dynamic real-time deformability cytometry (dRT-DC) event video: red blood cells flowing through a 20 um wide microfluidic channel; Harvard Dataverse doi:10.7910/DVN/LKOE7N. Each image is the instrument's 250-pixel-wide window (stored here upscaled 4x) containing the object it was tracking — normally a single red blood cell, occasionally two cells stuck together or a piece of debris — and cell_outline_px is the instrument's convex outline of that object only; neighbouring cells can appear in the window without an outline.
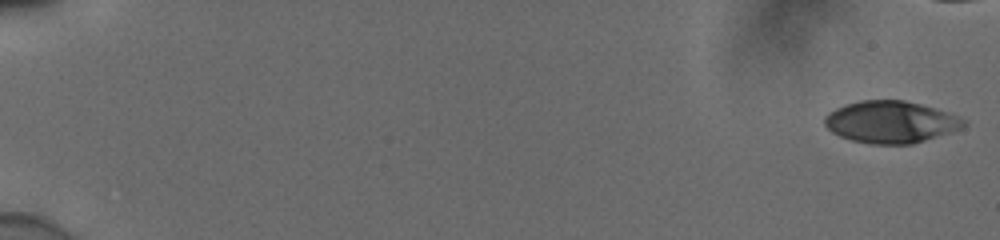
{"species": "human", "species_latin": "Homo sapiens", "temperature_condition": "cold", "stored_images_in_passage": 49, "camera_frame_rate_fps": 3000, "um_per_image_px": 0.085, "donor": {"sex": "male"}, "frame": {"image": 1, "passage_image": 1, "time_ms": 0.0, "image_size_px": [1000, 240], "cell_outline_px": [[968, 124], [952, 132], [912, 144], [872, 144], [852, 140], [840, 136], [832, 132], [824, 124], [824, 116], [828, 112], [844, 104], [860, 100], [904, 100], [920, 104], [968, 120]], "centroid_in_image_um": [75.69, 10.37], "position_along_channel_um": 9.3, "area_um2": 33.93}}
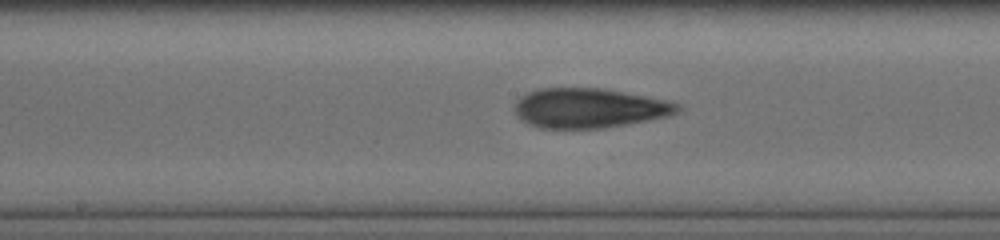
{"frame": {"image": 2, "passage_image": 31, "time_ms": 10.0, "image_size_px": [1000, 240], "cell_outline_px": [[684, 108], [680, 112], [672, 116], [628, 124], [604, 128], [540, 128], [528, 124], [516, 112], [516, 100], [520, 96], [528, 92], [540, 88], [600, 88], [668, 100], [680, 104]], "centroid_in_image_um": [50.16, 9.19], "position_along_channel_um": 198.0, "area_um2": 37.8}}
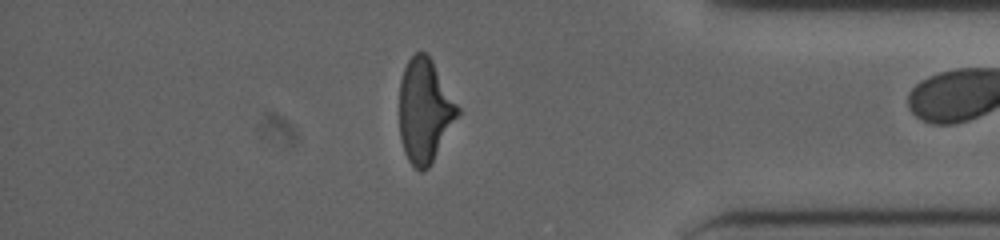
{"frame": {"image": 3, "passage_image": 48, "time_ms": 15.667, "image_size_px": [1000, 240], "cell_outline_px": [[460, 112], [428, 168], [424, 172], [420, 172], [408, 160], [404, 152], [400, 140], [400, 80], [404, 68], [408, 60], [416, 52], [424, 52], [432, 60], [460, 108]], "centroid_in_image_um": [36.08, 9.41], "position_along_channel_um": 399.1, "area_um2": 34.91}}